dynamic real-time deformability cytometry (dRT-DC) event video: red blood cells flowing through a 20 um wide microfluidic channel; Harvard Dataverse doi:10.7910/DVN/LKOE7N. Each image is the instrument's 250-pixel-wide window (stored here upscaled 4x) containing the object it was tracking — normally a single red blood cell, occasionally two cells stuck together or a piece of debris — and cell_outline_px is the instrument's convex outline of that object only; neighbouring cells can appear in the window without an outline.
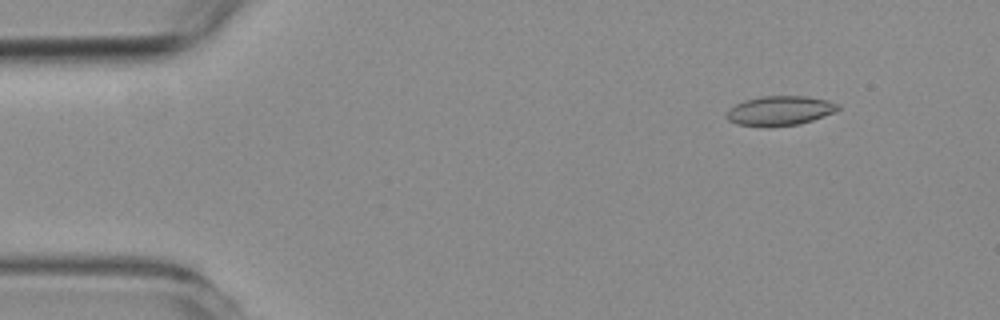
{"species": "common noctule bat (a hibernating species)", "species_latin": "Nyctalus noctula", "temperature_condition": "room temperature", "stored_images_in_passage": 59, "camera_frame_rate_fps": 3000, "um_per_image_px": 0.085, "animal": {"sex": "female", "body_mass_g": 19.3, "forearm_length_mm": 54.1}, "frame": {"image": 1, "passage_image": 7, "time_ms": 2.0, "image_size_px": [1000, 320], "cell_outline_px": [[840, 108], [836, 112], [800, 124], [768, 128], [760, 128], [736, 124], [728, 120], [724, 116], [728, 108], [744, 100], [760, 96], [804, 96], [828, 100], [840, 104]], "centroid_in_image_um": [66.25, 9.43], "position_along_channel_um": 18.8, "area_um2": 19.77}}
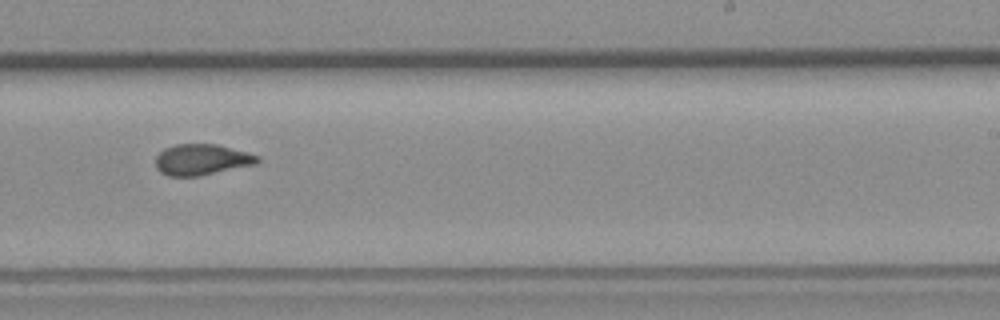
{"frame": {"image": 2, "passage_image": 36, "time_ms": 11.667, "image_size_px": [1000, 320], "cell_outline_px": [[260, 160], [256, 164], [200, 176], [168, 176], [160, 172], [156, 168], [156, 156], [164, 148], [176, 144], [216, 144], [260, 156]], "centroid_in_image_um": [17.13, 13.57], "position_along_channel_um": 271.9, "area_um2": 18.38}}
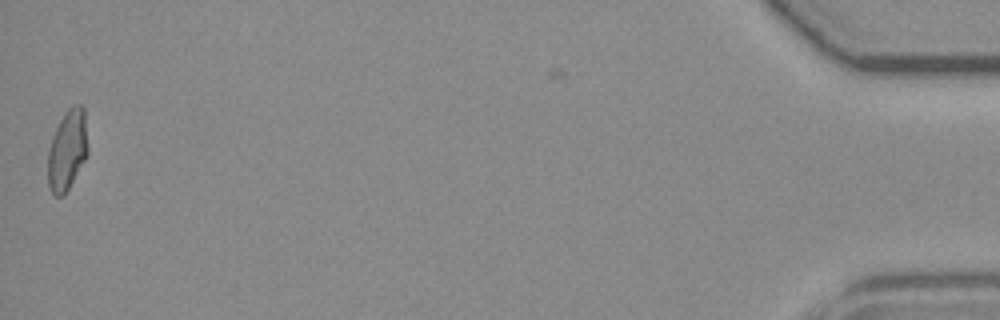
{"frame": {"image": 3, "passage_image": 58, "time_ms": 19.0, "image_size_px": [1000, 320], "cell_outline_px": [[88, 152], [84, 160], [64, 196], [56, 196], [52, 192], [48, 184], [48, 148], [52, 136], [64, 112], [68, 108], [76, 104], [80, 104], [84, 108], [88, 148]], "centroid_in_image_um": [5.71, 12.73], "position_along_channel_um": 429.5, "area_um2": 18.67}, "authors_computed_cell_mechanics": {"area_um2": 18.6694, "velocity_mm_per_s": 3.5562, "shape_relaxation_time_tau1_ms": null, "shape_relaxation_time_tau2_ms": 1.9682, "deformation_change_tau1": null, "deformation_change_tau2": 0.0703}}